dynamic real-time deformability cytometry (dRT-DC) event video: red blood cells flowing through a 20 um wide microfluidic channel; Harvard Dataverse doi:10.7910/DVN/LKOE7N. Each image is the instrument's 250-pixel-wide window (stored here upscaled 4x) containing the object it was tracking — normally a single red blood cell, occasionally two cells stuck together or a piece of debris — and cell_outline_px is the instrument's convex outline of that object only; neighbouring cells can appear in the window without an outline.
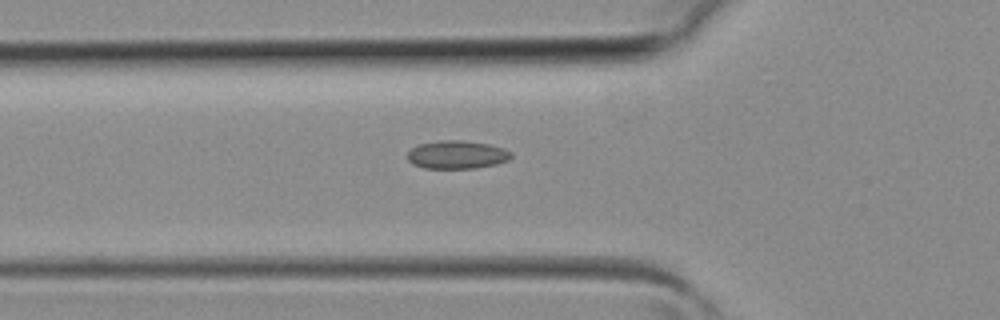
{"species": "common noctule bat (a hibernating species)", "species_latin": "Nyctalus noctula", "temperature_condition": "room temperature", "stored_images_in_passage": 25, "camera_frame_rate_fps": 3000, "um_per_image_px": 0.085, "animal": {"sex": "female", "body_mass_g": 19.3, "forearm_length_mm": 54.1}, "frame": {"image": 1, "passage_image": 3, "time_ms": 0.667, "image_size_px": [1000, 320], "cell_outline_px": [[512, 156], [508, 160], [496, 164], [476, 168], [424, 168], [412, 164], [408, 160], [408, 152], [412, 148], [420, 144], [440, 140], [460, 140], [488, 144], [504, 148], [512, 152]], "centroid_in_image_um": [38.85, 13.15], "position_along_channel_um": 87.0, "area_um2": 16.99}}
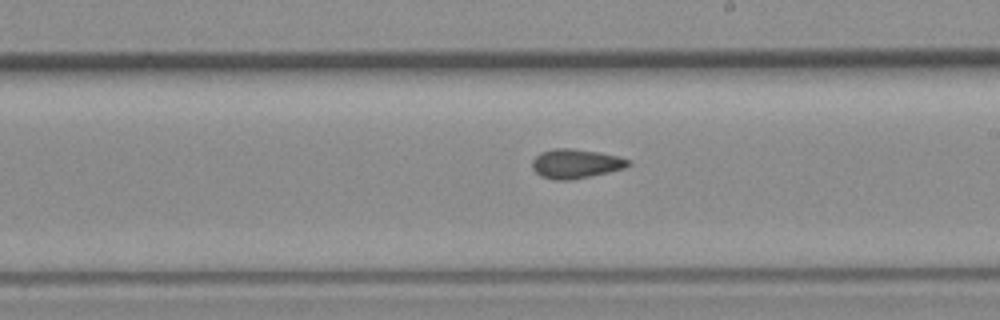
{"frame": {"image": 2, "passage_image": 12, "time_ms": 3.667, "image_size_px": [1000, 320], "cell_outline_px": [[632, 164], [624, 168], [608, 172], [572, 180], [552, 180], [540, 176], [532, 168], [532, 160], [540, 152], [556, 148], [568, 148], [596, 152], [616, 156], [628, 160]], "centroid_in_image_um": [48.88, 13.93], "position_along_channel_um": 240.1, "area_um2": 16.24}}
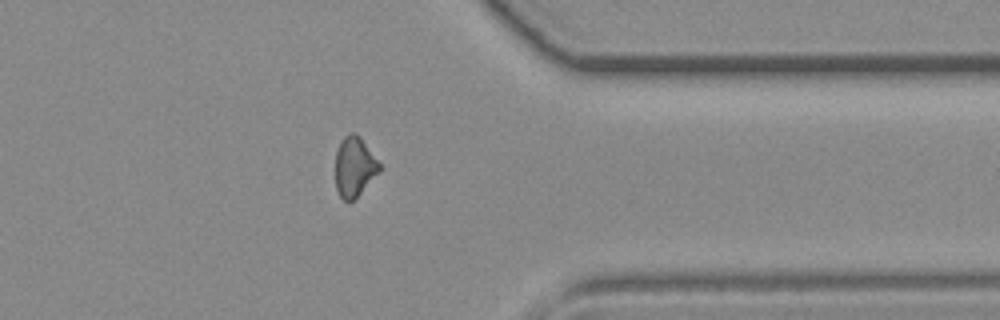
{"frame": {"image": 3, "passage_image": 21, "time_ms": 6.667, "image_size_px": [1000, 320], "cell_outline_px": [[380, 172], [352, 200], [344, 200], [340, 196], [336, 188], [336, 152], [344, 136], [352, 132], [356, 132], [360, 136], [380, 164]], "centroid_in_image_um": [30.13, 14.14], "position_along_channel_um": 381.3, "area_um2": 15.03}}